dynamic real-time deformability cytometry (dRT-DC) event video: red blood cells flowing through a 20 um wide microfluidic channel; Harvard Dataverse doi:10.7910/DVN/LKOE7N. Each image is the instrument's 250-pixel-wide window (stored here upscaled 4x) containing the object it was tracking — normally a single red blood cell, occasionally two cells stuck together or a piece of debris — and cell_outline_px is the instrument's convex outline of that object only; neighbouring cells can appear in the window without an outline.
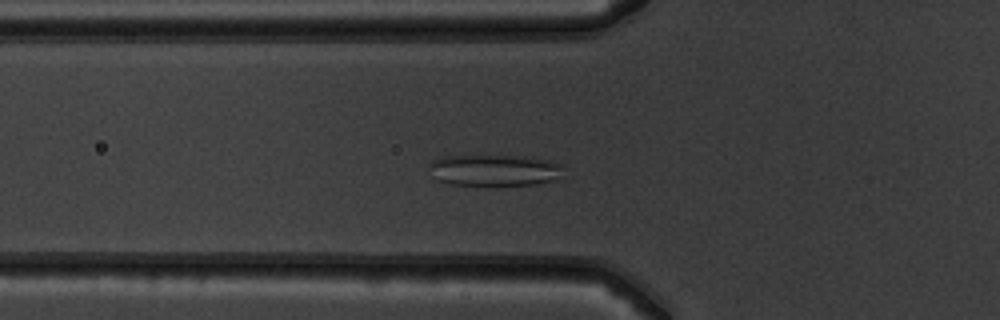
{"species": "common noctule bat (a hibernating species)", "species_latin": "Nyctalus noctula", "temperature_condition": "warm", "stored_images_in_passage": 48, "camera_frame_rate_fps": 3000, "um_per_image_px": 0.085, "animal": {"sex": "male", "body_mass_g": 19.5, "forearm_length_mm": 54.6}, "frame": {"image": 1, "passage_image": 15, "time_ms": 4.667, "image_size_px": [1000, 320], "cell_outline_px": [[564, 164], [552, 180], [536, 184], [452, 184], [436, 180], [428, 164], [432, 160], [444, 156], [532, 156]], "centroid_in_image_um": [41.98, 14.44], "position_along_channel_um": 83.8, "area_um2": 24.04}}
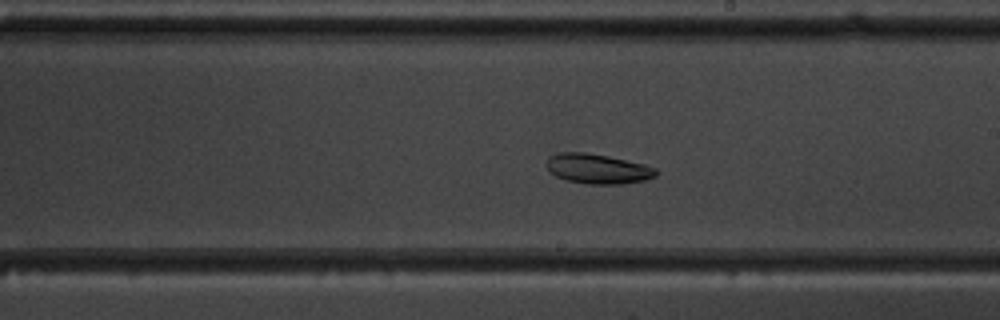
{"frame": {"image": 2, "passage_image": 27, "time_ms": 8.667, "image_size_px": [1000, 320], "cell_outline_px": [[660, 172], [656, 176], [644, 180], [624, 184], [584, 184], [568, 180], [556, 176], [548, 168], [548, 156], [560, 152], [584, 152], [608, 156], [644, 164], [656, 168]], "centroid_in_image_um": [50.85, 14.35], "position_along_channel_um": 238.2, "area_um2": 19.02}}
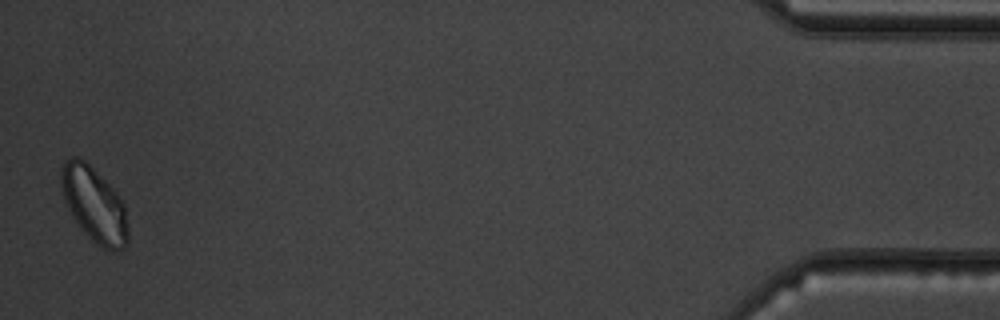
{"frame": {"image": 3, "passage_image": 48, "time_ms": 15.667, "image_size_px": [1000, 320], "cell_outline_px": [[128, 240], [124, 248], [116, 252], [112, 252], [104, 248], [92, 240], [80, 228], [68, 208], [64, 200], [60, 184], [60, 176], [64, 160], [72, 156], [80, 156], [120, 196], [124, 204], [128, 228]], "centroid_in_image_um": [8.0, 17.39], "position_along_channel_um": 427.2, "area_um2": 29.13}}